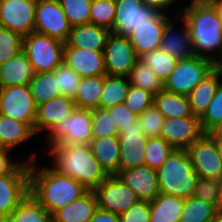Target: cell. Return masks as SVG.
<instances>
[{"instance_id":"6da1fadb","label":"cell","mask_w":222,"mask_h":222,"mask_svg":"<svg viewBox=\"0 0 222 222\" xmlns=\"http://www.w3.org/2000/svg\"><path fill=\"white\" fill-rule=\"evenodd\" d=\"M29 157V194L51 215L88 191L78 181L52 167L38 169L36 153Z\"/></svg>"},{"instance_id":"7a4b0ae2","label":"cell","mask_w":222,"mask_h":222,"mask_svg":"<svg viewBox=\"0 0 222 222\" xmlns=\"http://www.w3.org/2000/svg\"><path fill=\"white\" fill-rule=\"evenodd\" d=\"M180 15L186 21L195 54L215 59L222 48V19L215 6L209 0H192Z\"/></svg>"},{"instance_id":"3957f363","label":"cell","mask_w":222,"mask_h":222,"mask_svg":"<svg viewBox=\"0 0 222 222\" xmlns=\"http://www.w3.org/2000/svg\"><path fill=\"white\" fill-rule=\"evenodd\" d=\"M48 154L53 159V169L78 181L88 190H95L107 177L89 144L52 145Z\"/></svg>"},{"instance_id":"277c9868","label":"cell","mask_w":222,"mask_h":222,"mask_svg":"<svg viewBox=\"0 0 222 222\" xmlns=\"http://www.w3.org/2000/svg\"><path fill=\"white\" fill-rule=\"evenodd\" d=\"M159 192L187 199L193 196L198 175L186 150H174L157 169Z\"/></svg>"},{"instance_id":"5b68a950","label":"cell","mask_w":222,"mask_h":222,"mask_svg":"<svg viewBox=\"0 0 222 222\" xmlns=\"http://www.w3.org/2000/svg\"><path fill=\"white\" fill-rule=\"evenodd\" d=\"M65 42L48 35L32 32L23 37L22 50L35 73L53 71L63 63Z\"/></svg>"},{"instance_id":"8992f818","label":"cell","mask_w":222,"mask_h":222,"mask_svg":"<svg viewBox=\"0 0 222 222\" xmlns=\"http://www.w3.org/2000/svg\"><path fill=\"white\" fill-rule=\"evenodd\" d=\"M92 135V109L75 108L58 122L48 134V146L89 144Z\"/></svg>"},{"instance_id":"52a82bcc","label":"cell","mask_w":222,"mask_h":222,"mask_svg":"<svg viewBox=\"0 0 222 222\" xmlns=\"http://www.w3.org/2000/svg\"><path fill=\"white\" fill-rule=\"evenodd\" d=\"M212 70V61L198 55L178 60L175 69L164 82L163 89L187 96Z\"/></svg>"},{"instance_id":"ba28073f","label":"cell","mask_w":222,"mask_h":222,"mask_svg":"<svg viewBox=\"0 0 222 222\" xmlns=\"http://www.w3.org/2000/svg\"><path fill=\"white\" fill-rule=\"evenodd\" d=\"M0 114L29 124L34 129L37 105L28 85L0 88Z\"/></svg>"},{"instance_id":"9c48e42d","label":"cell","mask_w":222,"mask_h":222,"mask_svg":"<svg viewBox=\"0 0 222 222\" xmlns=\"http://www.w3.org/2000/svg\"><path fill=\"white\" fill-rule=\"evenodd\" d=\"M106 75L127 77L139 60L128 37L110 33L103 50Z\"/></svg>"},{"instance_id":"30bf717a","label":"cell","mask_w":222,"mask_h":222,"mask_svg":"<svg viewBox=\"0 0 222 222\" xmlns=\"http://www.w3.org/2000/svg\"><path fill=\"white\" fill-rule=\"evenodd\" d=\"M94 192L98 208L118 216L140 201L135 192L116 175L108 176Z\"/></svg>"},{"instance_id":"8fae6325","label":"cell","mask_w":222,"mask_h":222,"mask_svg":"<svg viewBox=\"0 0 222 222\" xmlns=\"http://www.w3.org/2000/svg\"><path fill=\"white\" fill-rule=\"evenodd\" d=\"M71 26L59 0H37L34 32L66 42Z\"/></svg>"},{"instance_id":"7c38bea8","label":"cell","mask_w":222,"mask_h":222,"mask_svg":"<svg viewBox=\"0 0 222 222\" xmlns=\"http://www.w3.org/2000/svg\"><path fill=\"white\" fill-rule=\"evenodd\" d=\"M37 0H0V26L22 37L34 31Z\"/></svg>"},{"instance_id":"4fadbf2b","label":"cell","mask_w":222,"mask_h":222,"mask_svg":"<svg viewBox=\"0 0 222 222\" xmlns=\"http://www.w3.org/2000/svg\"><path fill=\"white\" fill-rule=\"evenodd\" d=\"M186 151L198 177L216 180L222 178V159L213 139L207 133H204Z\"/></svg>"},{"instance_id":"5bb4252c","label":"cell","mask_w":222,"mask_h":222,"mask_svg":"<svg viewBox=\"0 0 222 222\" xmlns=\"http://www.w3.org/2000/svg\"><path fill=\"white\" fill-rule=\"evenodd\" d=\"M29 169L30 162L26 161L0 176V212L9 216L29 194Z\"/></svg>"},{"instance_id":"9a60e30c","label":"cell","mask_w":222,"mask_h":222,"mask_svg":"<svg viewBox=\"0 0 222 222\" xmlns=\"http://www.w3.org/2000/svg\"><path fill=\"white\" fill-rule=\"evenodd\" d=\"M116 12L113 33L128 37L135 29L155 19L161 12L147 7L141 0H115Z\"/></svg>"},{"instance_id":"2e32d148","label":"cell","mask_w":222,"mask_h":222,"mask_svg":"<svg viewBox=\"0 0 222 222\" xmlns=\"http://www.w3.org/2000/svg\"><path fill=\"white\" fill-rule=\"evenodd\" d=\"M204 134L200 118L186 116L180 118H165L161 138L176 150H186Z\"/></svg>"},{"instance_id":"e0dca14e","label":"cell","mask_w":222,"mask_h":222,"mask_svg":"<svg viewBox=\"0 0 222 222\" xmlns=\"http://www.w3.org/2000/svg\"><path fill=\"white\" fill-rule=\"evenodd\" d=\"M120 143L119 171L145 165L144 147L147 137L143 135L138 120L118 132Z\"/></svg>"},{"instance_id":"ac0fdd59","label":"cell","mask_w":222,"mask_h":222,"mask_svg":"<svg viewBox=\"0 0 222 222\" xmlns=\"http://www.w3.org/2000/svg\"><path fill=\"white\" fill-rule=\"evenodd\" d=\"M116 176L131 188L141 201L151 202L160 194L157 169L141 165L120 170Z\"/></svg>"},{"instance_id":"d6986e66","label":"cell","mask_w":222,"mask_h":222,"mask_svg":"<svg viewBox=\"0 0 222 222\" xmlns=\"http://www.w3.org/2000/svg\"><path fill=\"white\" fill-rule=\"evenodd\" d=\"M63 62L81 78L106 75L103 51L64 45Z\"/></svg>"},{"instance_id":"ffe728a7","label":"cell","mask_w":222,"mask_h":222,"mask_svg":"<svg viewBox=\"0 0 222 222\" xmlns=\"http://www.w3.org/2000/svg\"><path fill=\"white\" fill-rule=\"evenodd\" d=\"M168 20L167 13H160L155 19L147 20V23L135 29L128 36L138 57L146 52L160 48Z\"/></svg>"},{"instance_id":"44dd1931","label":"cell","mask_w":222,"mask_h":222,"mask_svg":"<svg viewBox=\"0 0 222 222\" xmlns=\"http://www.w3.org/2000/svg\"><path fill=\"white\" fill-rule=\"evenodd\" d=\"M73 98L67 96H57L51 100L37 106L34 132L47 131L48 133L54 126L70 115L75 109Z\"/></svg>"},{"instance_id":"7402d4cb","label":"cell","mask_w":222,"mask_h":222,"mask_svg":"<svg viewBox=\"0 0 222 222\" xmlns=\"http://www.w3.org/2000/svg\"><path fill=\"white\" fill-rule=\"evenodd\" d=\"M175 17L183 22L184 29L182 31L180 30V32L177 30L176 32L173 22L169 19L164 29L160 50L177 60L189 59L196 54L193 49V43L189 37L187 24L181 15L177 14Z\"/></svg>"},{"instance_id":"603a6c76","label":"cell","mask_w":222,"mask_h":222,"mask_svg":"<svg viewBox=\"0 0 222 222\" xmlns=\"http://www.w3.org/2000/svg\"><path fill=\"white\" fill-rule=\"evenodd\" d=\"M34 74L29 58L21 50L13 58L0 65V88L28 85Z\"/></svg>"},{"instance_id":"cb8c5ba5","label":"cell","mask_w":222,"mask_h":222,"mask_svg":"<svg viewBox=\"0 0 222 222\" xmlns=\"http://www.w3.org/2000/svg\"><path fill=\"white\" fill-rule=\"evenodd\" d=\"M111 31L92 23L71 27L66 43L71 47L87 50L103 51Z\"/></svg>"},{"instance_id":"d4e9b609","label":"cell","mask_w":222,"mask_h":222,"mask_svg":"<svg viewBox=\"0 0 222 222\" xmlns=\"http://www.w3.org/2000/svg\"><path fill=\"white\" fill-rule=\"evenodd\" d=\"M98 209L94 190H88L80 198L59 209L52 215L53 222H89Z\"/></svg>"},{"instance_id":"484cf974","label":"cell","mask_w":222,"mask_h":222,"mask_svg":"<svg viewBox=\"0 0 222 222\" xmlns=\"http://www.w3.org/2000/svg\"><path fill=\"white\" fill-rule=\"evenodd\" d=\"M92 154L108 176L116 175L120 164V143L117 136L92 138L89 142Z\"/></svg>"},{"instance_id":"4316f807","label":"cell","mask_w":222,"mask_h":222,"mask_svg":"<svg viewBox=\"0 0 222 222\" xmlns=\"http://www.w3.org/2000/svg\"><path fill=\"white\" fill-rule=\"evenodd\" d=\"M221 77V72L212 70L187 95L189 99V104L191 106V111L194 116L200 118L205 113L218 85L222 81Z\"/></svg>"},{"instance_id":"83f0119b","label":"cell","mask_w":222,"mask_h":222,"mask_svg":"<svg viewBox=\"0 0 222 222\" xmlns=\"http://www.w3.org/2000/svg\"><path fill=\"white\" fill-rule=\"evenodd\" d=\"M35 135L29 124L0 114V148L11 151Z\"/></svg>"},{"instance_id":"f1b7e54d","label":"cell","mask_w":222,"mask_h":222,"mask_svg":"<svg viewBox=\"0 0 222 222\" xmlns=\"http://www.w3.org/2000/svg\"><path fill=\"white\" fill-rule=\"evenodd\" d=\"M185 199L167 194H159L149 202L150 222H179Z\"/></svg>"},{"instance_id":"f546056e","label":"cell","mask_w":222,"mask_h":222,"mask_svg":"<svg viewBox=\"0 0 222 222\" xmlns=\"http://www.w3.org/2000/svg\"><path fill=\"white\" fill-rule=\"evenodd\" d=\"M153 106L161 112L164 118L194 116L188 96L171 93L164 89L154 95Z\"/></svg>"},{"instance_id":"4dcf8cb0","label":"cell","mask_w":222,"mask_h":222,"mask_svg":"<svg viewBox=\"0 0 222 222\" xmlns=\"http://www.w3.org/2000/svg\"><path fill=\"white\" fill-rule=\"evenodd\" d=\"M130 86L125 76L103 75V89L100 96L99 108L108 109L124 103Z\"/></svg>"},{"instance_id":"1f68e13d","label":"cell","mask_w":222,"mask_h":222,"mask_svg":"<svg viewBox=\"0 0 222 222\" xmlns=\"http://www.w3.org/2000/svg\"><path fill=\"white\" fill-rule=\"evenodd\" d=\"M103 89V75L81 78L73 100L75 107L95 109L99 107Z\"/></svg>"},{"instance_id":"d6a6232c","label":"cell","mask_w":222,"mask_h":222,"mask_svg":"<svg viewBox=\"0 0 222 222\" xmlns=\"http://www.w3.org/2000/svg\"><path fill=\"white\" fill-rule=\"evenodd\" d=\"M28 86L37 106L61 95L54 71L35 73Z\"/></svg>"},{"instance_id":"836d02e7","label":"cell","mask_w":222,"mask_h":222,"mask_svg":"<svg viewBox=\"0 0 222 222\" xmlns=\"http://www.w3.org/2000/svg\"><path fill=\"white\" fill-rule=\"evenodd\" d=\"M6 222H53V220L52 215L28 194L7 217Z\"/></svg>"},{"instance_id":"e575fe53","label":"cell","mask_w":222,"mask_h":222,"mask_svg":"<svg viewBox=\"0 0 222 222\" xmlns=\"http://www.w3.org/2000/svg\"><path fill=\"white\" fill-rule=\"evenodd\" d=\"M127 78L130 85L140 87L154 95L163 89V83L158 76L141 60L135 63Z\"/></svg>"},{"instance_id":"d590c367","label":"cell","mask_w":222,"mask_h":222,"mask_svg":"<svg viewBox=\"0 0 222 222\" xmlns=\"http://www.w3.org/2000/svg\"><path fill=\"white\" fill-rule=\"evenodd\" d=\"M139 60L149 66L163 84L178 62L176 58L164 53L160 48L144 53L139 57Z\"/></svg>"},{"instance_id":"8d00e7d4","label":"cell","mask_w":222,"mask_h":222,"mask_svg":"<svg viewBox=\"0 0 222 222\" xmlns=\"http://www.w3.org/2000/svg\"><path fill=\"white\" fill-rule=\"evenodd\" d=\"M216 208L194 196L185 199L179 222H211Z\"/></svg>"},{"instance_id":"74e56055","label":"cell","mask_w":222,"mask_h":222,"mask_svg":"<svg viewBox=\"0 0 222 222\" xmlns=\"http://www.w3.org/2000/svg\"><path fill=\"white\" fill-rule=\"evenodd\" d=\"M175 149L161 137L148 138L144 147L145 165L158 169Z\"/></svg>"},{"instance_id":"f35d334b","label":"cell","mask_w":222,"mask_h":222,"mask_svg":"<svg viewBox=\"0 0 222 222\" xmlns=\"http://www.w3.org/2000/svg\"><path fill=\"white\" fill-rule=\"evenodd\" d=\"M71 27L90 23L92 0H59Z\"/></svg>"},{"instance_id":"ab89813d","label":"cell","mask_w":222,"mask_h":222,"mask_svg":"<svg viewBox=\"0 0 222 222\" xmlns=\"http://www.w3.org/2000/svg\"><path fill=\"white\" fill-rule=\"evenodd\" d=\"M115 12V0H92L90 23L105 27L113 33Z\"/></svg>"},{"instance_id":"60d3db41","label":"cell","mask_w":222,"mask_h":222,"mask_svg":"<svg viewBox=\"0 0 222 222\" xmlns=\"http://www.w3.org/2000/svg\"><path fill=\"white\" fill-rule=\"evenodd\" d=\"M200 124L204 133L218 129L222 124V81L210 101L205 113L200 117Z\"/></svg>"},{"instance_id":"b9f144b4","label":"cell","mask_w":222,"mask_h":222,"mask_svg":"<svg viewBox=\"0 0 222 222\" xmlns=\"http://www.w3.org/2000/svg\"><path fill=\"white\" fill-rule=\"evenodd\" d=\"M92 135L93 138L117 136L118 129L112 120V114L107 109H92Z\"/></svg>"},{"instance_id":"7bdbcfd3","label":"cell","mask_w":222,"mask_h":222,"mask_svg":"<svg viewBox=\"0 0 222 222\" xmlns=\"http://www.w3.org/2000/svg\"><path fill=\"white\" fill-rule=\"evenodd\" d=\"M53 71L57 79L61 95L74 98L80 84L81 77L64 62L57 66Z\"/></svg>"},{"instance_id":"ee69618b","label":"cell","mask_w":222,"mask_h":222,"mask_svg":"<svg viewBox=\"0 0 222 222\" xmlns=\"http://www.w3.org/2000/svg\"><path fill=\"white\" fill-rule=\"evenodd\" d=\"M164 117L153 105L137 116L143 135L147 138L160 137Z\"/></svg>"},{"instance_id":"f6af8a7d","label":"cell","mask_w":222,"mask_h":222,"mask_svg":"<svg viewBox=\"0 0 222 222\" xmlns=\"http://www.w3.org/2000/svg\"><path fill=\"white\" fill-rule=\"evenodd\" d=\"M23 37L0 26V65L22 50Z\"/></svg>"},{"instance_id":"bcb514c9","label":"cell","mask_w":222,"mask_h":222,"mask_svg":"<svg viewBox=\"0 0 222 222\" xmlns=\"http://www.w3.org/2000/svg\"><path fill=\"white\" fill-rule=\"evenodd\" d=\"M154 94L140 87L130 85L125 99L126 106L135 114H142L153 105Z\"/></svg>"},{"instance_id":"7dc6e473","label":"cell","mask_w":222,"mask_h":222,"mask_svg":"<svg viewBox=\"0 0 222 222\" xmlns=\"http://www.w3.org/2000/svg\"><path fill=\"white\" fill-rule=\"evenodd\" d=\"M219 194V180L198 177L193 196L216 208Z\"/></svg>"},{"instance_id":"c3c4849f","label":"cell","mask_w":222,"mask_h":222,"mask_svg":"<svg viewBox=\"0 0 222 222\" xmlns=\"http://www.w3.org/2000/svg\"><path fill=\"white\" fill-rule=\"evenodd\" d=\"M120 222H150V207L148 201H139L125 213L119 215Z\"/></svg>"},{"instance_id":"681fc988","label":"cell","mask_w":222,"mask_h":222,"mask_svg":"<svg viewBox=\"0 0 222 222\" xmlns=\"http://www.w3.org/2000/svg\"><path fill=\"white\" fill-rule=\"evenodd\" d=\"M107 110L112 114V120L117 126L118 132L137 120V114L132 112L125 103L117 104Z\"/></svg>"},{"instance_id":"f907efd6","label":"cell","mask_w":222,"mask_h":222,"mask_svg":"<svg viewBox=\"0 0 222 222\" xmlns=\"http://www.w3.org/2000/svg\"><path fill=\"white\" fill-rule=\"evenodd\" d=\"M10 150L0 148V176L10 174L20 162L10 160Z\"/></svg>"},{"instance_id":"816d5d0a","label":"cell","mask_w":222,"mask_h":222,"mask_svg":"<svg viewBox=\"0 0 222 222\" xmlns=\"http://www.w3.org/2000/svg\"><path fill=\"white\" fill-rule=\"evenodd\" d=\"M89 222H120V220L117 214L98 208Z\"/></svg>"},{"instance_id":"f5cc1de1","label":"cell","mask_w":222,"mask_h":222,"mask_svg":"<svg viewBox=\"0 0 222 222\" xmlns=\"http://www.w3.org/2000/svg\"><path fill=\"white\" fill-rule=\"evenodd\" d=\"M144 5L150 8H155L161 13H166L164 10L170 8L171 4L176 3L177 0H141Z\"/></svg>"},{"instance_id":"db71d44e","label":"cell","mask_w":222,"mask_h":222,"mask_svg":"<svg viewBox=\"0 0 222 222\" xmlns=\"http://www.w3.org/2000/svg\"><path fill=\"white\" fill-rule=\"evenodd\" d=\"M214 141L217 152L222 159V131L212 130L207 133Z\"/></svg>"},{"instance_id":"11a10c76","label":"cell","mask_w":222,"mask_h":222,"mask_svg":"<svg viewBox=\"0 0 222 222\" xmlns=\"http://www.w3.org/2000/svg\"><path fill=\"white\" fill-rule=\"evenodd\" d=\"M212 69L222 73V48L215 59L212 60Z\"/></svg>"},{"instance_id":"9f6ffc18","label":"cell","mask_w":222,"mask_h":222,"mask_svg":"<svg viewBox=\"0 0 222 222\" xmlns=\"http://www.w3.org/2000/svg\"><path fill=\"white\" fill-rule=\"evenodd\" d=\"M216 212H222V178L219 180V194L216 205Z\"/></svg>"},{"instance_id":"6f0895ef","label":"cell","mask_w":222,"mask_h":222,"mask_svg":"<svg viewBox=\"0 0 222 222\" xmlns=\"http://www.w3.org/2000/svg\"><path fill=\"white\" fill-rule=\"evenodd\" d=\"M218 10L220 18L222 19V0H209Z\"/></svg>"},{"instance_id":"680465c9","label":"cell","mask_w":222,"mask_h":222,"mask_svg":"<svg viewBox=\"0 0 222 222\" xmlns=\"http://www.w3.org/2000/svg\"><path fill=\"white\" fill-rule=\"evenodd\" d=\"M211 222H222V212H217Z\"/></svg>"},{"instance_id":"91938a15","label":"cell","mask_w":222,"mask_h":222,"mask_svg":"<svg viewBox=\"0 0 222 222\" xmlns=\"http://www.w3.org/2000/svg\"><path fill=\"white\" fill-rule=\"evenodd\" d=\"M8 215L0 212V222H6Z\"/></svg>"},{"instance_id":"94428289","label":"cell","mask_w":222,"mask_h":222,"mask_svg":"<svg viewBox=\"0 0 222 222\" xmlns=\"http://www.w3.org/2000/svg\"><path fill=\"white\" fill-rule=\"evenodd\" d=\"M216 130L222 131V124H221V126H220L218 129H216Z\"/></svg>"}]
</instances>
